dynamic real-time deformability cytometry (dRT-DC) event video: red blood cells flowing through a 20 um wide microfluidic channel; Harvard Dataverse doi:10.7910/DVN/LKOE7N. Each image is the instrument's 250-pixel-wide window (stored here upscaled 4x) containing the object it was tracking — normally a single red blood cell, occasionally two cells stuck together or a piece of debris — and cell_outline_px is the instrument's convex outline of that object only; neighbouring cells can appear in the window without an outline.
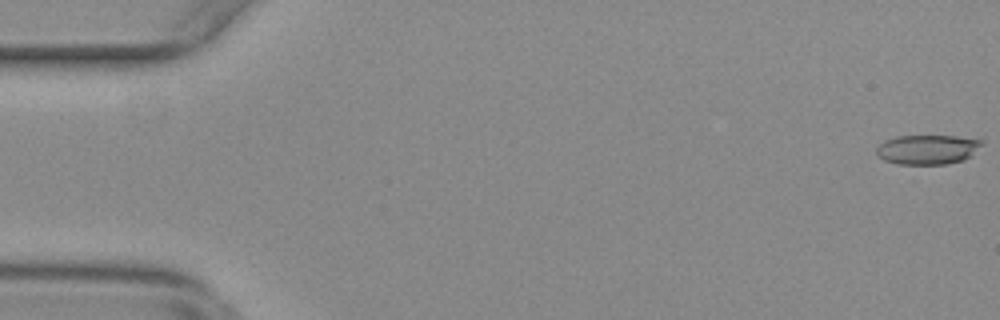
{"species": "common noctule bat (a hibernating species)", "species_latin": "Nyctalus noctula", "temperature_condition": "warm", "stored_images_in_passage": 56, "camera_frame_rate_fps": 3000, "um_per_image_px": 0.085, "animal": {"sex": "female", "body_mass_g": 29.2, "forearm_length_mm": 56.3}, "frame": {"image": 1, "passage_image": 1, "time_ms": 0.0, "image_size_px": [1000, 320], "cell_outline_px": [[984, 144], [964, 160], [912, 180], [884, 160], [876, 152], [876, 148], [884, 140], [896, 136], [956, 136], [984, 140]], "centroid_in_image_um": [78.71, 12.99], "position_along_channel_um": 6.3, "area_um2": 22.08}}
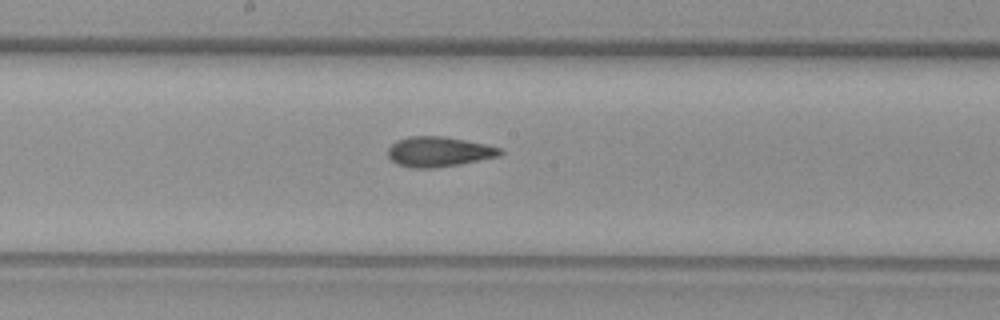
{"frame": {"image": 2, "passage_image": 30, "time_ms": 9.667, "image_size_px": [1000, 320], "cell_outline_px": [[504, 152], [500, 156], [460, 164], [436, 168], [408, 168], [396, 164], [388, 156], [388, 148], [396, 140], [408, 136], [444, 136], [484, 144], [500, 148]], "centroid_in_image_um": [37.27, 12.9], "position_along_channel_um": 210.9, "area_um2": 19.77}}
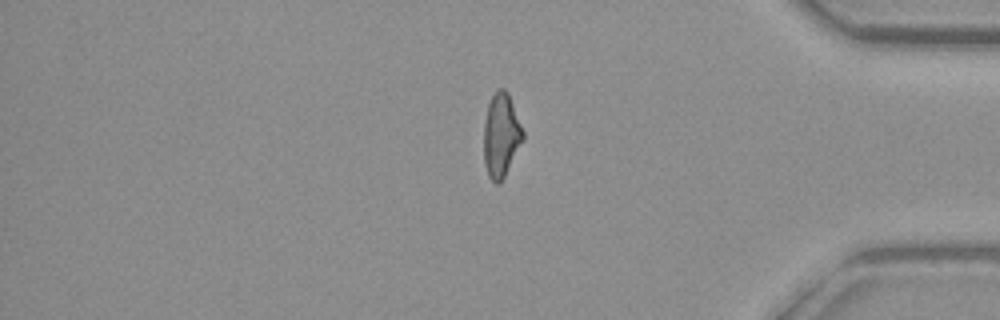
{"frame": {"image": 3, "passage_image": 47, "time_ms": 15.333, "image_size_px": [1000, 320], "cell_outline_px": [[524, 140], [504, 176], [496, 184], [488, 176], [484, 164], [484, 124], [488, 104], [492, 96], [500, 88], [504, 88], [508, 92], [524, 132]], "centroid_in_image_um": [42.6, 11.49], "position_along_channel_um": 392.6, "area_um2": 18.96}, "authors_computed_cell_mechanics": {"area_um2": 19.4497, "velocity_mm_per_s": 3.7162, "shape_relaxation_time_tau1_ms": null, "shape_relaxation_time_tau2_ms": 2.2393, "deformation_change_tau1": null, "deformation_change_tau2": 0.1081}}